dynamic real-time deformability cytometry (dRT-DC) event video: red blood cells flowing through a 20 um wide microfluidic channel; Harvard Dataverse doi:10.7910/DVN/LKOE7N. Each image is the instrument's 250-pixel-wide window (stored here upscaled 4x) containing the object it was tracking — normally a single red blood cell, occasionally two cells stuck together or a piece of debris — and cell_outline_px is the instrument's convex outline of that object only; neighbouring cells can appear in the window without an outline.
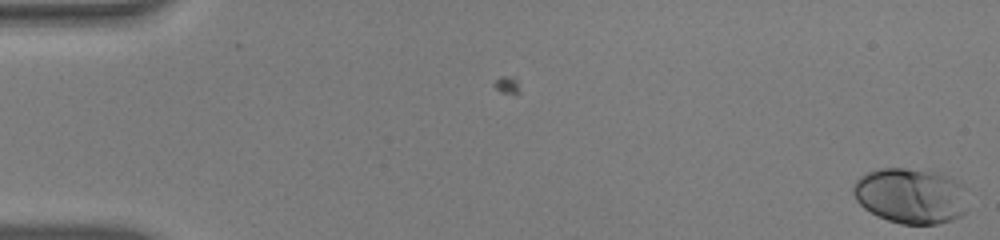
{"species": "human", "species_latin": "Homo sapiens", "temperature_condition": "warm", "stored_images_in_passage": 54, "camera_frame_rate_fps": 3000, "um_per_image_px": 0.085, "donor": {"sex": "male"}, "frame": {"image": 1, "passage_image": 1, "time_ms": 0.0, "image_size_px": [1000, 240], "cell_outline_px": [[964, 212], [960, 216], [952, 220], [936, 224], [900, 224], [888, 220], [864, 208], [856, 200], [852, 192], [852, 188], [856, 180], [860, 176], [868, 172], [880, 168], [904, 168], [932, 172], [948, 176], [956, 180], [964, 188]], "centroid_in_image_um": [77.36, 16.64], "position_along_channel_um": 7.6, "area_um2": 36.7}}
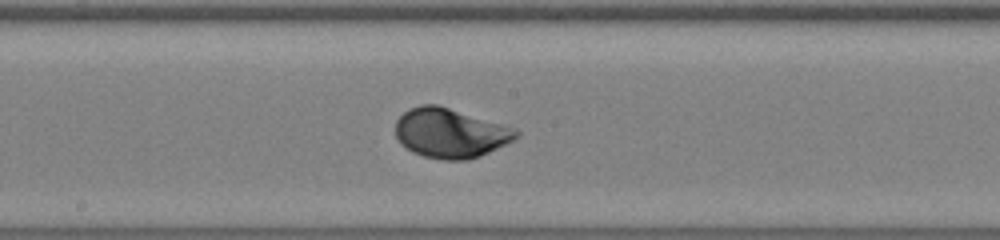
{"frame": {"image": 2, "passage_image": 30, "time_ms": 9.667, "image_size_px": [1000, 240], "cell_outline_px": [[520, 136], [480, 156], [468, 160], [444, 160], [424, 156], [412, 152], [400, 144], [396, 136], [396, 120], [408, 108], [420, 104], [436, 104], [516, 128], [520, 132]], "centroid_in_image_um": [38.25, 11.31], "position_along_channel_um": 210.0, "area_um2": 34.8}}
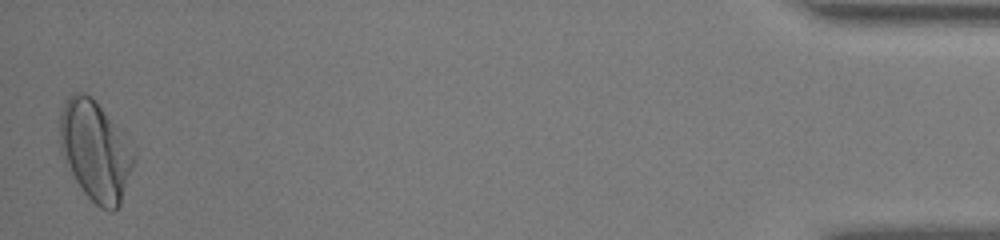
{"frame": {"image": 3, "passage_image": 54, "time_ms": 17.667, "image_size_px": [1000, 240], "cell_outline_px": [[136, 160], [120, 204], [112, 212], [108, 212], [100, 208], [84, 192], [76, 180], [64, 160], [60, 148], [60, 112], [68, 96], [76, 92], [80, 92], [92, 96], [120, 128], [136, 156]], "centroid_in_image_um": [8.11, 12.81], "position_along_channel_um": 427.1, "area_um2": 43.06}, "authors_computed_cell_mechanics": {"area_um2": 34.5933, "velocity_mm_per_s": 3.8278, "shape_relaxation_time_tau1_ms": 2.2231, "shape_relaxation_time_tau2_ms": null, "deformation_change_tau1": 0.1419, "deformation_change_tau2": null}}